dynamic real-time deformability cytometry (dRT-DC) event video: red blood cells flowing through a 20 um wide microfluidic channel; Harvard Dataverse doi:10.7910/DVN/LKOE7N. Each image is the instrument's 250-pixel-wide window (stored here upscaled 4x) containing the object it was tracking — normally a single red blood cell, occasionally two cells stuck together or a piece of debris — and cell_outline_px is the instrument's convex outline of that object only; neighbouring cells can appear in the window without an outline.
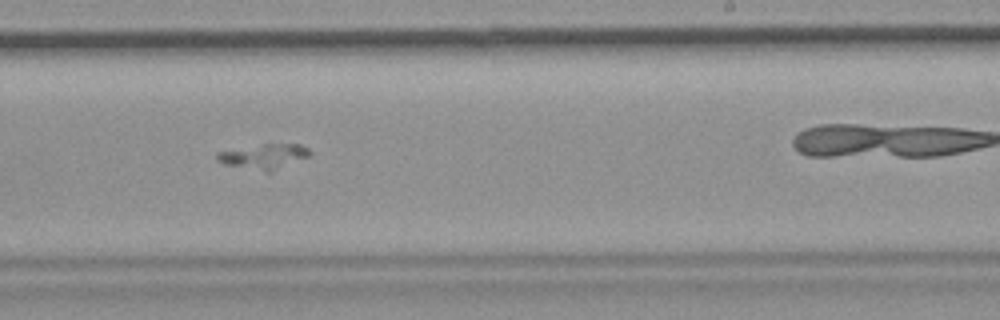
{"species": "common noctule bat (a hibernating species)", "species_latin": "Nyctalus noctula", "temperature_condition": "room temperature", "stored_images_in_passage": 15, "camera_frame_rate_fps": 3000, "um_per_image_px": 0.085, "animal": {"sex": "female", "body_mass_g": 19.9}, "frame": {"image": 1, "passage_image": 9, "time_ms": 10.0, "image_size_px": [1000, 320], "cell_outline_px": [[312, 152], [308, 156], [272, 172], [268, 172], [224, 164], [216, 160], [216, 152], [264, 144], [300, 144], [308, 148]], "centroid_in_image_um": [22.43, 13.29], "position_along_channel_um": 266.6, "area_um2": 13.29}}